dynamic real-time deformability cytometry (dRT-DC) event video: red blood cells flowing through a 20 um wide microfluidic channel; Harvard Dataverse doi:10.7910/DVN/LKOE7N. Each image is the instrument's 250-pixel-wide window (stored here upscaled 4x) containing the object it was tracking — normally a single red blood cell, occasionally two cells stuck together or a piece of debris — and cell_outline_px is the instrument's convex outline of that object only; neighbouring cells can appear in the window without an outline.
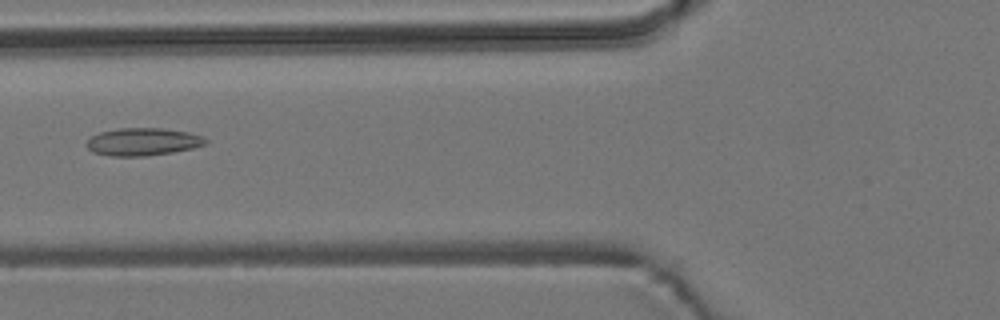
{"species": "common noctule bat (a hibernating species)", "species_latin": "Nyctalus noctula", "temperature_condition": "room temperature", "stored_images_in_passage": 4, "camera_frame_rate_fps": 3000, "um_per_image_px": 0.085, "animal": {"sex": "male", "body_mass_g": 19.2, "forearm_length_mm": 51.8}, "frame": {"image": 1, "passage_image": 4, "time_ms": 1.0, "image_size_px": [1000, 320], "cell_outline_px": [[208, 144], [192, 148], [172, 152], [144, 156], [112, 156], [92, 152], [84, 144], [92, 136], [100, 132], [120, 128], [160, 128], [188, 132], [204, 136], [208, 140]], "centroid_in_image_um": [12.15, 12.05], "position_along_channel_um": 113.6, "area_um2": 19.19}}